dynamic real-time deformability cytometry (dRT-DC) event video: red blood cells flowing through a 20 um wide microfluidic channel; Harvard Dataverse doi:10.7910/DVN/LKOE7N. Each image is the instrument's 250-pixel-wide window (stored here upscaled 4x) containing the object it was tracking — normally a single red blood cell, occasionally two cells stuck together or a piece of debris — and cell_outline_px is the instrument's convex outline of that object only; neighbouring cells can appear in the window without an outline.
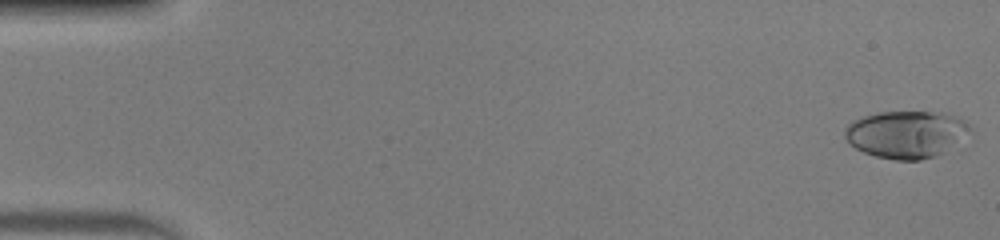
{"species": "human", "species_latin": "Homo sapiens", "temperature_condition": "warm", "stored_images_in_passage": 51, "camera_frame_rate_fps": 3000, "um_per_image_px": 0.085, "donor": {"sex": "male"}, "frame": {"image": 1, "passage_image": 1, "time_ms": 0.0, "image_size_px": [1000, 240], "cell_outline_px": [[972, 132], [944, 152], [936, 156], [920, 160], [896, 160], [876, 156], [864, 152], [856, 148], [844, 136], [844, 128], [852, 120], [864, 116], [880, 112], [944, 112], [964, 120], [972, 128]], "centroid_in_image_um": [77.05, 11.41], "position_along_channel_um": 8.0, "area_um2": 34.51}}
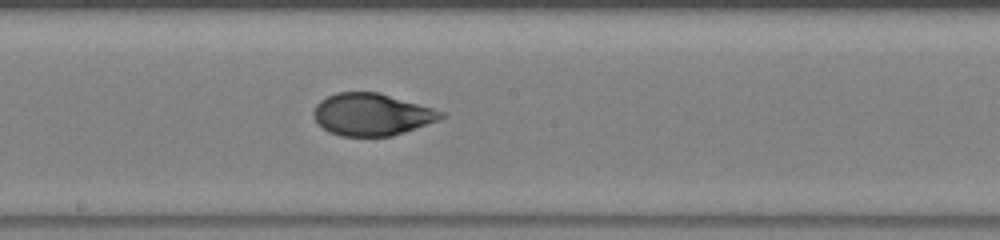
{"frame": {"image": 2, "passage_image": 28, "time_ms": 9.0, "image_size_px": [1000, 240], "cell_outline_px": [[448, 116], [404, 132], [392, 136], [340, 136], [328, 132], [316, 124], [312, 116], [312, 112], [316, 104], [320, 100], [336, 92], [376, 92], [432, 108], [444, 112]], "centroid_in_image_um": [31.53, 9.74], "position_along_channel_um": 216.7, "area_um2": 31.27}}
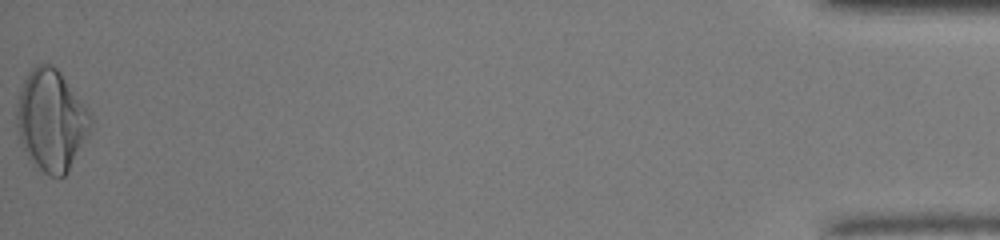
{"frame": {"image": 3, "passage_image": 51, "time_ms": 16.667, "image_size_px": [1000, 240], "cell_outline_px": [[92, 120], [88, 136], [68, 172], [64, 176], [48, 176], [32, 164], [24, 152], [20, 144], [16, 124], [16, 112], [20, 92], [24, 80], [28, 72], [36, 64], [52, 64], [60, 72], [92, 112]], "centroid_in_image_um": [4.36, 10.25], "position_along_channel_um": 430.8, "area_um2": 44.1}, "authors_computed_cell_mechanics": {"area_um2": 32.2524, "velocity_mm_per_s": 4.0871, "shape_relaxation_time_tau1_ms": 7.0646, "shape_relaxation_time_tau2_ms": 0.9433, "deformation_change_tau1": 0.2767, "deformation_change_tau2": 0.0508}}